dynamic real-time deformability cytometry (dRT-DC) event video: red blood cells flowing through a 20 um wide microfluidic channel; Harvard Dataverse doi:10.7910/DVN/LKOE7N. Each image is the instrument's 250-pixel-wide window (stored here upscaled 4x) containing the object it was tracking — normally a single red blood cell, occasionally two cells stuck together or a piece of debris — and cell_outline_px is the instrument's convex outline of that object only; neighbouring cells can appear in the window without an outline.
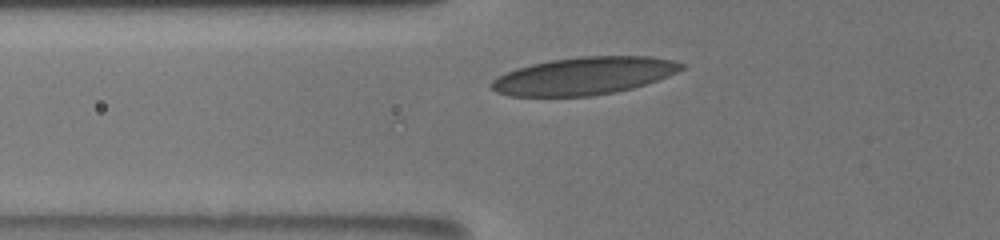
{"species": "human", "species_latin": "Homo sapiens", "temperature_condition": "room temperature", "stored_images_in_passage": 33, "camera_frame_rate_fps": 3000, "um_per_image_px": 0.085, "donor": {"sex": "male"}, "frame": {"image": 1, "passage_image": 4, "time_ms": 1.0, "image_size_px": [1000, 240], "cell_outline_px": [[684, 68], [668, 76], [632, 88], [616, 92], [588, 96], [508, 96], [496, 92], [488, 84], [492, 80], [516, 68], [532, 64], [552, 60], [580, 56], [652, 56], [676, 60], [684, 64]], "centroid_in_image_um": [49.65, 6.45], "position_along_channel_um": 76.1, "area_um2": 41.5}}
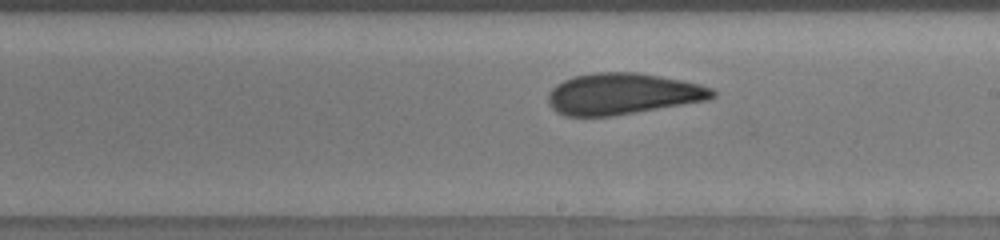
{"frame": {"image": 2, "passage_image": 17, "time_ms": 5.333, "image_size_px": [1000, 240], "cell_outline_px": [[716, 96], [708, 100], [612, 116], [564, 116], [556, 112], [548, 104], [548, 92], [556, 84], [572, 76], [592, 72], [640, 72], [700, 84], [712, 88], [716, 92]], "centroid_in_image_um": [52.9, 7.97], "position_along_channel_um": 236.1, "area_um2": 39.77}}
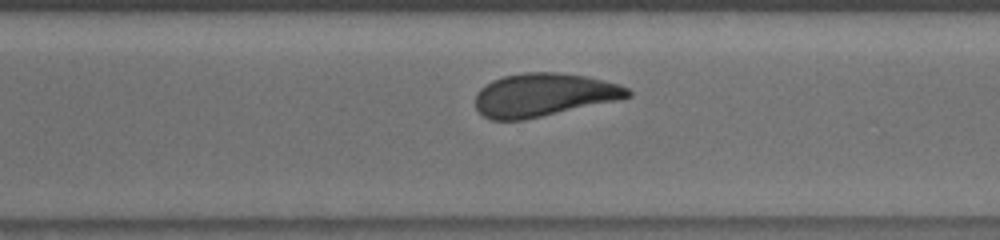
{"frame": {"image": 3, "passage_image": 24, "time_ms": 7.667, "image_size_px": [1000, 240], "cell_outline_px": [[632, 96], [620, 100], [524, 120], [492, 120], [484, 116], [476, 108], [476, 92], [484, 84], [492, 80], [504, 76], [524, 72], [556, 72], [584, 76], [616, 84], [628, 88], [632, 92]], "centroid_in_image_um": [46.2, 8.07], "position_along_channel_um": 324.4, "area_um2": 38.38}, "authors_computed_cell_mechanics": {"area_um2": 39.7086, "velocity_mm_per_s": 3.7888, "shape_relaxation_time_tau1_ms": 6.5283, "shape_relaxation_time_tau2_ms": 1.2293, "deformation_change_tau1": 0.1604, "deformation_change_tau2": 0.0613}}